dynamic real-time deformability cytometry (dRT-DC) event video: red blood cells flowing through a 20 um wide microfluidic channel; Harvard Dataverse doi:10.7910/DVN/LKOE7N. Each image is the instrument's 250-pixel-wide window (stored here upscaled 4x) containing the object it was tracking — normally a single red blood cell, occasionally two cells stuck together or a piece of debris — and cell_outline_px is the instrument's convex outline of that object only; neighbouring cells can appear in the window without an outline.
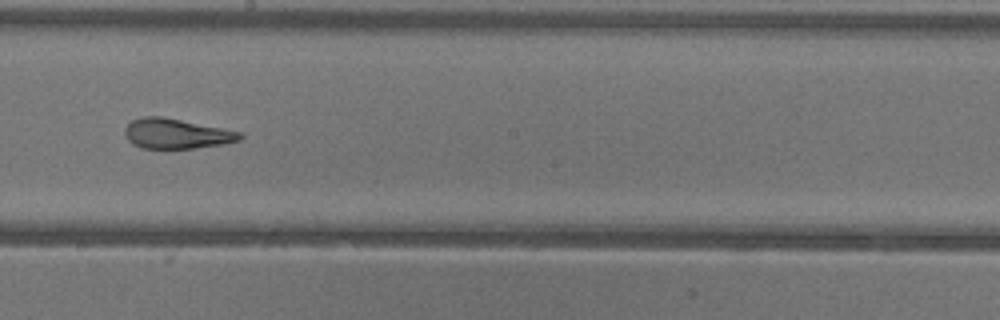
{"species": "common noctule bat (a hibernating species)", "species_latin": "Nyctalus noctula", "temperature_condition": "warm", "stored_images_in_passage": 34, "camera_frame_rate_fps": 3000, "um_per_image_px": 0.085, "animal": {"sex": "female"}, "frame": {"image": 1, "passage_image": 15, "time_ms": 4.667, "image_size_px": [1000, 320], "cell_outline_px": [[244, 136], [240, 140], [224, 144], [192, 148], [140, 148], [132, 144], [124, 136], [124, 128], [132, 120], [144, 116], [160, 116], [244, 132]], "centroid_in_image_um": [15.0, 11.36], "position_along_channel_um": 233.2, "area_um2": 20.23}, "authors_computed_cell_mechanics": {"area_um2": 20.9525, "velocity_mm_per_s": 3.9464, "shape_relaxation_time_tau1_ms": 9.9016, "shape_relaxation_time_tau2_ms": 1.2136, "deformation_change_tau1": 0.296, "deformation_change_tau2": 0.0901}}